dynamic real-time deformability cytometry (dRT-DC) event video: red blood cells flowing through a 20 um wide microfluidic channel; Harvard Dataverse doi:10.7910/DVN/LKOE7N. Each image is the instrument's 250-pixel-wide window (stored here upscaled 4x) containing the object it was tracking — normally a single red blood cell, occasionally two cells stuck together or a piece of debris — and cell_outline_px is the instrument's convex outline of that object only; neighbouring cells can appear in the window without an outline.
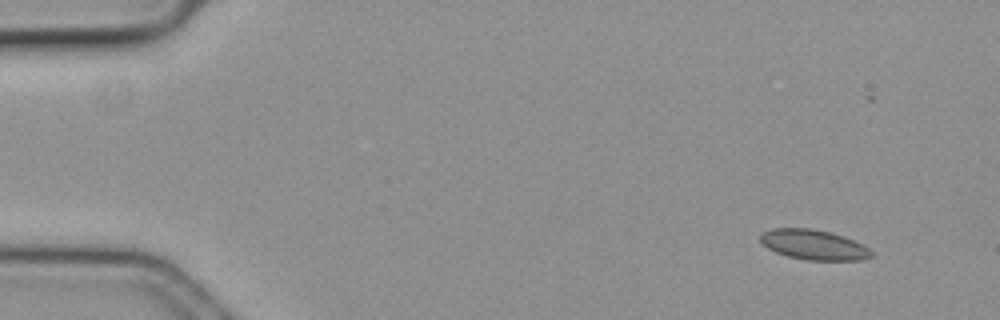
{"species": "common noctule bat (a hibernating species)", "species_latin": "Nyctalus noctula", "temperature_condition": "cold", "stored_images_in_passage": 10, "camera_frame_rate_fps": 3000, "um_per_image_px": 0.085, "animal": {"sex": "female", "body_mass_g": 19.3, "forearm_length_mm": 54.1}, "frame": {"image": 1, "passage_image": 1, "time_ms": 0.0, "image_size_px": [1000, 320], "cell_outline_px": [[872, 256], [860, 260], [808, 260], [788, 256], [776, 252], [768, 248], [760, 240], [760, 232], [772, 228], [812, 228], [844, 236], [868, 248], [872, 252]], "centroid_in_image_um": [69.12, 20.79], "position_along_channel_um": 15.9, "area_um2": 19.25}}